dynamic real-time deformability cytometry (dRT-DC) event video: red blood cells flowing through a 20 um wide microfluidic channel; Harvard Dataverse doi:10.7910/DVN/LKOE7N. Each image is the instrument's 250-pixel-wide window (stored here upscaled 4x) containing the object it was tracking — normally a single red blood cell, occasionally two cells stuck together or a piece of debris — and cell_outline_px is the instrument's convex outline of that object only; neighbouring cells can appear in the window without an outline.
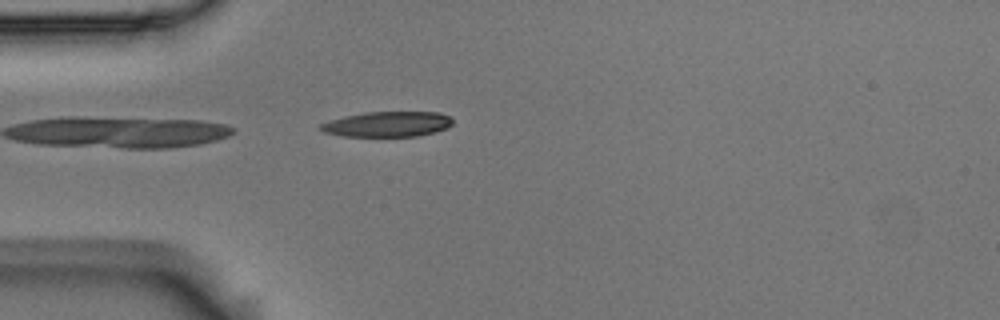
{"species": "Egyptian fruit bat (a non-hibernating species)", "species_latin": "Rousettus aegyptiacus", "temperature_condition": "room temperature", "stored_images_in_passage": 1, "camera_frame_rate_fps": 3000, "um_per_image_px": 0.085, "animal": {"sex": "male"}, "frame": {"image": 1, "passage_image": 1, "time_ms": 0.0, "image_size_px": [1000, 320], "cell_outline_px": [[452, 124], [448, 128], [436, 132], [416, 136], [340, 136], [324, 132], [316, 128], [320, 124], [332, 120], [348, 116], [368, 112], [440, 112], [448, 116], [452, 120]], "centroid_in_image_um": [32.95, 10.56], "position_along_channel_um": 52.0, "area_um2": 19.36}}